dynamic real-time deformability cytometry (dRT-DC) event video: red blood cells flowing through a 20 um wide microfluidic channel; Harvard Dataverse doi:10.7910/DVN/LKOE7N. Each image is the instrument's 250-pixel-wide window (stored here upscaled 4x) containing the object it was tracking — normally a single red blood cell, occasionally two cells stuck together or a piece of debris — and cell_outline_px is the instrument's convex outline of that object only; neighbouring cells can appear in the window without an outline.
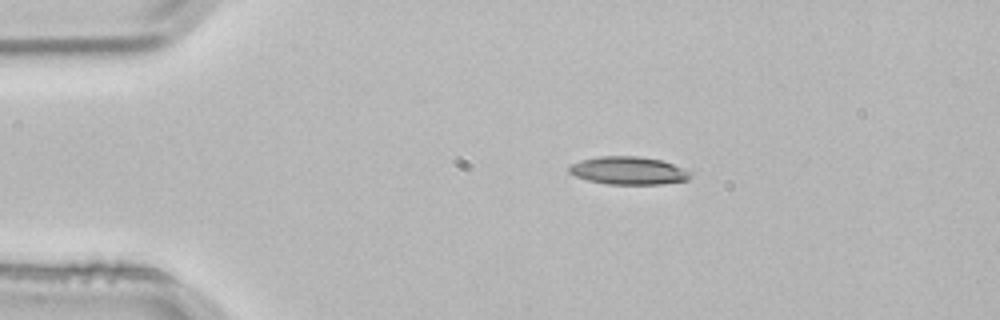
{"species": "common noctule bat (a hibernating species)", "species_latin": "Nyctalus noctula", "temperature_condition": "room temperature", "stored_images_in_passage": 2, "camera_frame_rate_fps": 3000, "um_per_image_px": 0.085, "animal": {"sex": "male", "body_mass_g": 21.5, "forearm_length_mm": 52.0}, "frame": {"image": 1, "passage_image": 1, "time_ms": 0.0, "image_size_px": [1000, 320], "cell_outline_px": [[692, 176], [688, 180], [660, 184], [608, 184], [588, 180], [576, 176], [568, 172], [568, 168], [572, 164], [580, 160], [600, 156], [640, 156], [660, 160], [684, 168], [692, 172]], "centroid_in_image_um": [53.43, 14.5], "position_along_channel_um": 31.6, "area_um2": 19.71}}